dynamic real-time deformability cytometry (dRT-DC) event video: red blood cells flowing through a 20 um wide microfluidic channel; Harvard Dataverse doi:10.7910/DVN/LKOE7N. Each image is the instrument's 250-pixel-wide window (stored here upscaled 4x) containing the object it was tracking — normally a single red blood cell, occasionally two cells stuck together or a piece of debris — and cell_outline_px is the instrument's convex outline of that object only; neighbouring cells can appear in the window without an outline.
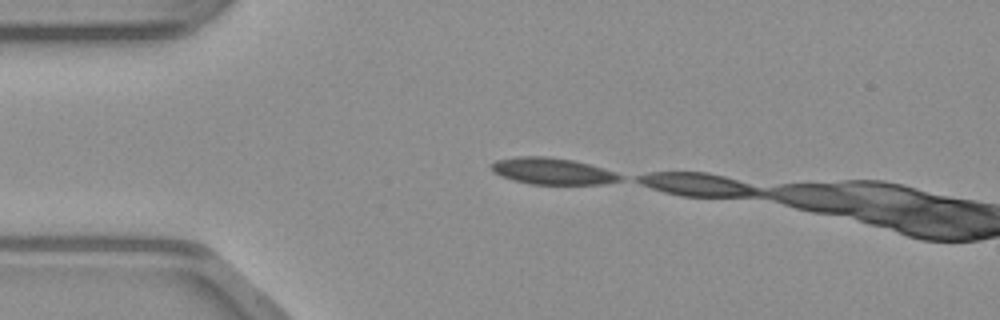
{"species": "common noctule bat (a hibernating species)", "species_latin": "Nyctalus noctula", "temperature_condition": "warm", "stored_images_in_passage": 4, "camera_frame_rate_fps": 3000, "um_per_image_px": 0.085, "animal": {"sex": "male", "body_mass_g": 23.1, "forearm_length_mm": 52.7}, "frame": {"image": 1, "passage_image": 1, "time_ms": 0.0, "image_size_px": [1000, 320], "cell_outline_px": [[624, 180], [604, 184], [528, 184], [512, 180], [500, 176], [492, 172], [492, 164], [496, 160], [516, 156], [544, 156], [572, 160], [604, 168], [616, 172], [624, 176]], "centroid_in_image_um": [46.98, 14.55], "position_along_channel_um": 38.0, "area_um2": 20.11}}